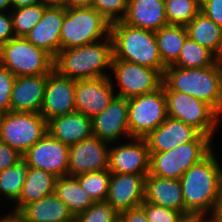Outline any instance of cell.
Listing matches in <instances>:
<instances>
[{"instance_id":"obj_43","label":"cell","mask_w":222,"mask_h":222,"mask_svg":"<svg viewBox=\"0 0 222 222\" xmlns=\"http://www.w3.org/2000/svg\"><path fill=\"white\" fill-rule=\"evenodd\" d=\"M209 217L210 222H222V186L216 201L215 208Z\"/></svg>"},{"instance_id":"obj_18","label":"cell","mask_w":222,"mask_h":222,"mask_svg":"<svg viewBox=\"0 0 222 222\" xmlns=\"http://www.w3.org/2000/svg\"><path fill=\"white\" fill-rule=\"evenodd\" d=\"M92 136L108 143L122 135L130 137L128 127V99L115 96L107 108L91 118Z\"/></svg>"},{"instance_id":"obj_41","label":"cell","mask_w":222,"mask_h":222,"mask_svg":"<svg viewBox=\"0 0 222 222\" xmlns=\"http://www.w3.org/2000/svg\"><path fill=\"white\" fill-rule=\"evenodd\" d=\"M14 36L12 15H6L4 11H0V47L7 43Z\"/></svg>"},{"instance_id":"obj_39","label":"cell","mask_w":222,"mask_h":222,"mask_svg":"<svg viewBox=\"0 0 222 222\" xmlns=\"http://www.w3.org/2000/svg\"><path fill=\"white\" fill-rule=\"evenodd\" d=\"M200 12L222 28V0H200Z\"/></svg>"},{"instance_id":"obj_1","label":"cell","mask_w":222,"mask_h":222,"mask_svg":"<svg viewBox=\"0 0 222 222\" xmlns=\"http://www.w3.org/2000/svg\"><path fill=\"white\" fill-rule=\"evenodd\" d=\"M164 91H178L209 104L222 115V60L203 68L167 66L163 74Z\"/></svg>"},{"instance_id":"obj_7","label":"cell","mask_w":222,"mask_h":222,"mask_svg":"<svg viewBox=\"0 0 222 222\" xmlns=\"http://www.w3.org/2000/svg\"><path fill=\"white\" fill-rule=\"evenodd\" d=\"M55 58L25 37H13L0 47V64L16 77L49 74Z\"/></svg>"},{"instance_id":"obj_44","label":"cell","mask_w":222,"mask_h":222,"mask_svg":"<svg viewBox=\"0 0 222 222\" xmlns=\"http://www.w3.org/2000/svg\"><path fill=\"white\" fill-rule=\"evenodd\" d=\"M206 215L202 213H186L182 214L177 222H208Z\"/></svg>"},{"instance_id":"obj_2","label":"cell","mask_w":222,"mask_h":222,"mask_svg":"<svg viewBox=\"0 0 222 222\" xmlns=\"http://www.w3.org/2000/svg\"><path fill=\"white\" fill-rule=\"evenodd\" d=\"M214 150L179 179L186 213H206L214 210L222 186V168ZM212 209V210H211Z\"/></svg>"},{"instance_id":"obj_5","label":"cell","mask_w":222,"mask_h":222,"mask_svg":"<svg viewBox=\"0 0 222 222\" xmlns=\"http://www.w3.org/2000/svg\"><path fill=\"white\" fill-rule=\"evenodd\" d=\"M210 136L199 134L193 141L165 152H150L149 174L161 178L180 179L193 165L212 151Z\"/></svg>"},{"instance_id":"obj_40","label":"cell","mask_w":222,"mask_h":222,"mask_svg":"<svg viewBox=\"0 0 222 222\" xmlns=\"http://www.w3.org/2000/svg\"><path fill=\"white\" fill-rule=\"evenodd\" d=\"M20 158L22 154L0 140V171L12 167Z\"/></svg>"},{"instance_id":"obj_23","label":"cell","mask_w":222,"mask_h":222,"mask_svg":"<svg viewBox=\"0 0 222 222\" xmlns=\"http://www.w3.org/2000/svg\"><path fill=\"white\" fill-rule=\"evenodd\" d=\"M122 21L133 27L155 32L168 25L164 0H128Z\"/></svg>"},{"instance_id":"obj_32","label":"cell","mask_w":222,"mask_h":222,"mask_svg":"<svg viewBox=\"0 0 222 222\" xmlns=\"http://www.w3.org/2000/svg\"><path fill=\"white\" fill-rule=\"evenodd\" d=\"M50 3L40 1L26 7L12 9V25L15 37H26L31 29L41 20Z\"/></svg>"},{"instance_id":"obj_10","label":"cell","mask_w":222,"mask_h":222,"mask_svg":"<svg viewBox=\"0 0 222 222\" xmlns=\"http://www.w3.org/2000/svg\"><path fill=\"white\" fill-rule=\"evenodd\" d=\"M169 117L181 120L201 134L214 135L220 115L206 102L178 91H164Z\"/></svg>"},{"instance_id":"obj_6","label":"cell","mask_w":222,"mask_h":222,"mask_svg":"<svg viewBox=\"0 0 222 222\" xmlns=\"http://www.w3.org/2000/svg\"><path fill=\"white\" fill-rule=\"evenodd\" d=\"M110 22L94 8H65L61 28V49L84 46L110 35Z\"/></svg>"},{"instance_id":"obj_22","label":"cell","mask_w":222,"mask_h":222,"mask_svg":"<svg viewBox=\"0 0 222 222\" xmlns=\"http://www.w3.org/2000/svg\"><path fill=\"white\" fill-rule=\"evenodd\" d=\"M48 133L70 146L92 136L91 118L75 111L47 122Z\"/></svg>"},{"instance_id":"obj_26","label":"cell","mask_w":222,"mask_h":222,"mask_svg":"<svg viewBox=\"0 0 222 222\" xmlns=\"http://www.w3.org/2000/svg\"><path fill=\"white\" fill-rule=\"evenodd\" d=\"M56 179L53 173L30 167L14 210L21 211L27 204L54 193Z\"/></svg>"},{"instance_id":"obj_38","label":"cell","mask_w":222,"mask_h":222,"mask_svg":"<svg viewBox=\"0 0 222 222\" xmlns=\"http://www.w3.org/2000/svg\"><path fill=\"white\" fill-rule=\"evenodd\" d=\"M16 76L0 64V115L10 111V99Z\"/></svg>"},{"instance_id":"obj_42","label":"cell","mask_w":222,"mask_h":222,"mask_svg":"<svg viewBox=\"0 0 222 222\" xmlns=\"http://www.w3.org/2000/svg\"><path fill=\"white\" fill-rule=\"evenodd\" d=\"M119 221L120 222H148L146 214L141 206L120 212Z\"/></svg>"},{"instance_id":"obj_14","label":"cell","mask_w":222,"mask_h":222,"mask_svg":"<svg viewBox=\"0 0 222 222\" xmlns=\"http://www.w3.org/2000/svg\"><path fill=\"white\" fill-rule=\"evenodd\" d=\"M113 86L110 76L75 80L76 111L89 118L102 113L116 96Z\"/></svg>"},{"instance_id":"obj_45","label":"cell","mask_w":222,"mask_h":222,"mask_svg":"<svg viewBox=\"0 0 222 222\" xmlns=\"http://www.w3.org/2000/svg\"><path fill=\"white\" fill-rule=\"evenodd\" d=\"M59 4L65 8L90 7L92 0H62Z\"/></svg>"},{"instance_id":"obj_27","label":"cell","mask_w":222,"mask_h":222,"mask_svg":"<svg viewBox=\"0 0 222 222\" xmlns=\"http://www.w3.org/2000/svg\"><path fill=\"white\" fill-rule=\"evenodd\" d=\"M188 36L222 60V28L199 12L187 25Z\"/></svg>"},{"instance_id":"obj_25","label":"cell","mask_w":222,"mask_h":222,"mask_svg":"<svg viewBox=\"0 0 222 222\" xmlns=\"http://www.w3.org/2000/svg\"><path fill=\"white\" fill-rule=\"evenodd\" d=\"M20 212L29 222H70L75 219L55 193L27 204Z\"/></svg>"},{"instance_id":"obj_21","label":"cell","mask_w":222,"mask_h":222,"mask_svg":"<svg viewBox=\"0 0 222 222\" xmlns=\"http://www.w3.org/2000/svg\"><path fill=\"white\" fill-rule=\"evenodd\" d=\"M199 134L193 126L168 116L145 140L149 152H165L193 141Z\"/></svg>"},{"instance_id":"obj_20","label":"cell","mask_w":222,"mask_h":222,"mask_svg":"<svg viewBox=\"0 0 222 222\" xmlns=\"http://www.w3.org/2000/svg\"><path fill=\"white\" fill-rule=\"evenodd\" d=\"M47 74L16 77L10 99V111L40 113Z\"/></svg>"},{"instance_id":"obj_13","label":"cell","mask_w":222,"mask_h":222,"mask_svg":"<svg viewBox=\"0 0 222 222\" xmlns=\"http://www.w3.org/2000/svg\"><path fill=\"white\" fill-rule=\"evenodd\" d=\"M108 142L91 136L69 146L68 175L77 176L108 169Z\"/></svg>"},{"instance_id":"obj_17","label":"cell","mask_w":222,"mask_h":222,"mask_svg":"<svg viewBox=\"0 0 222 222\" xmlns=\"http://www.w3.org/2000/svg\"><path fill=\"white\" fill-rule=\"evenodd\" d=\"M145 176L111 173L106 202L118 213L139 207L145 198Z\"/></svg>"},{"instance_id":"obj_37","label":"cell","mask_w":222,"mask_h":222,"mask_svg":"<svg viewBox=\"0 0 222 222\" xmlns=\"http://www.w3.org/2000/svg\"><path fill=\"white\" fill-rule=\"evenodd\" d=\"M140 206L143 208L148 222H177L182 215L180 211L146 202L145 200Z\"/></svg>"},{"instance_id":"obj_34","label":"cell","mask_w":222,"mask_h":222,"mask_svg":"<svg viewBox=\"0 0 222 222\" xmlns=\"http://www.w3.org/2000/svg\"><path fill=\"white\" fill-rule=\"evenodd\" d=\"M75 177L93 202L106 200L111 177V172L108 169L103 171L84 173Z\"/></svg>"},{"instance_id":"obj_24","label":"cell","mask_w":222,"mask_h":222,"mask_svg":"<svg viewBox=\"0 0 222 222\" xmlns=\"http://www.w3.org/2000/svg\"><path fill=\"white\" fill-rule=\"evenodd\" d=\"M144 200L185 214L182 187L178 179L161 178L148 174L145 178Z\"/></svg>"},{"instance_id":"obj_49","label":"cell","mask_w":222,"mask_h":222,"mask_svg":"<svg viewBox=\"0 0 222 222\" xmlns=\"http://www.w3.org/2000/svg\"><path fill=\"white\" fill-rule=\"evenodd\" d=\"M48 3L59 4L62 0H43Z\"/></svg>"},{"instance_id":"obj_11","label":"cell","mask_w":222,"mask_h":222,"mask_svg":"<svg viewBox=\"0 0 222 222\" xmlns=\"http://www.w3.org/2000/svg\"><path fill=\"white\" fill-rule=\"evenodd\" d=\"M110 69L120 86L116 96L126 99L153 92L163 84V75L158 70L136 63L112 60Z\"/></svg>"},{"instance_id":"obj_28","label":"cell","mask_w":222,"mask_h":222,"mask_svg":"<svg viewBox=\"0 0 222 222\" xmlns=\"http://www.w3.org/2000/svg\"><path fill=\"white\" fill-rule=\"evenodd\" d=\"M54 193L67 206L75 218L94 203L75 176L57 177Z\"/></svg>"},{"instance_id":"obj_31","label":"cell","mask_w":222,"mask_h":222,"mask_svg":"<svg viewBox=\"0 0 222 222\" xmlns=\"http://www.w3.org/2000/svg\"><path fill=\"white\" fill-rule=\"evenodd\" d=\"M30 166L22 157L12 167L0 171V194L13 202L19 200Z\"/></svg>"},{"instance_id":"obj_4","label":"cell","mask_w":222,"mask_h":222,"mask_svg":"<svg viewBox=\"0 0 222 222\" xmlns=\"http://www.w3.org/2000/svg\"><path fill=\"white\" fill-rule=\"evenodd\" d=\"M113 59L136 63L158 70L162 75L166 66L159 55L154 31L133 27L121 21L110 24Z\"/></svg>"},{"instance_id":"obj_12","label":"cell","mask_w":222,"mask_h":222,"mask_svg":"<svg viewBox=\"0 0 222 222\" xmlns=\"http://www.w3.org/2000/svg\"><path fill=\"white\" fill-rule=\"evenodd\" d=\"M22 157L30 167L48 171L57 177L68 175L69 146L48 132Z\"/></svg>"},{"instance_id":"obj_16","label":"cell","mask_w":222,"mask_h":222,"mask_svg":"<svg viewBox=\"0 0 222 222\" xmlns=\"http://www.w3.org/2000/svg\"><path fill=\"white\" fill-rule=\"evenodd\" d=\"M131 143L109 149L111 173L147 176L150 171V152L145 138H132Z\"/></svg>"},{"instance_id":"obj_8","label":"cell","mask_w":222,"mask_h":222,"mask_svg":"<svg viewBox=\"0 0 222 222\" xmlns=\"http://www.w3.org/2000/svg\"><path fill=\"white\" fill-rule=\"evenodd\" d=\"M168 117L164 86L128 99L130 138H145Z\"/></svg>"},{"instance_id":"obj_9","label":"cell","mask_w":222,"mask_h":222,"mask_svg":"<svg viewBox=\"0 0 222 222\" xmlns=\"http://www.w3.org/2000/svg\"><path fill=\"white\" fill-rule=\"evenodd\" d=\"M47 132V121L40 113L9 111L0 115V140L22 155Z\"/></svg>"},{"instance_id":"obj_50","label":"cell","mask_w":222,"mask_h":222,"mask_svg":"<svg viewBox=\"0 0 222 222\" xmlns=\"http://www.w3.org/2000/svg\"><path fill=\"white\" fill-rule=\"evenodd\" d=\"M70 222H78V221H77V219L75 218V219H73V220H72V221H70Z\"/></svg>"},{"instance_id":"obj_30","label":"cell","mask_w":222,"mask_h":222,"mask_svg":"<svg viewBox=\"0 0 222 222\" xmlns=\"http://www.w3.org/2000/svg\"><path fill=\"white\" fill-rule=\"evenodd\" d=\"M219 58L208 48L189 36L185 39L178 59L172 64L178 68H203L214 65Z\"/></svg>"},{"instance_id":"obj_15","label":"cell","mask_w":222,"mask_h":222,"mask_svg":"<svg viewBox=\"0 0 222 222\" xmlns=\"http://www.w3.org/2000/svg\"><path fill=\"white\" fill-rule=\"evenodd\" d=\"M75 80L60 75L55 69L47 74L40 114L49 120L75 112Z\"/></svg>"},{"instance_id":"obj_35","label":"cell","mask_w":222,"mask_h":222,"mask_svg":"<svg viewBox=\"0 0 222 222\" xmlns=\"http://www.w3.org/2000/svg\"><path fill=\"white\" fill-rule=\"evenodd\" d=\"M78 222H118L119 213L106 201L94 202L76 217Z\"/></svg>"},{"instance_id":"obj_3","label":"cell","mask_w":222,"mask_h":222,"mask_svg":"<svg viewBox=\"0 0 222 222\" xmlns=\"http://www.w3.org/2000/svg\"><path fill=\"white\" fill-rule=\"evenodd\" d=\"M84 46L61 49L54 60V69L62 76L78 80L108 77L103 70L111 68L113 42L111 36Z\"/></svg>"},{"instance_id":"obj_47","label":"cell","mask_w":222,"mask_h":222,"mask_svg":"<svg viewBox=\"0 0 222 222\" xmlns=\"http://www.w3.org/2000/svg\"><path fill=\"white\" fill-rule=\"evenodd\" d=\"M42 0H12V8H20V7H26L29 5L36 4Z\"/></svg>"},{"instance_id":"obj_36","label":"cell","mask_w":222,"mask_h":222,"mask_svg":"<svg viewBox=\"0 0 222 222\" xmlns=\"http://www.w3.org/2000/svg\"><path fill=\"white\" fill-rule=\"evenodd\" d=\"M127 5L128 0H92L91 7L113 23L125 17Z\"/></svg>"},{"instance_id":"obj_48","label":"cell","mask_w":222,"mask_h":222,"mask_svg":"<svg viewBox=\"0 0 222 222\" xmlns=\"http://www.w3.org/2000/svg\"><path fill=\"white\" fill-rule=\"evenodd\" d=\"M7 7L12 8V0H0V11H6Z\"/></svg>"},{"instance_id":"obj_29","label":"cell","mask_w":222,"mask_h":222,"mask_svg":"<svg viewBox=\"0 0 222 222\" xmlns=\"http://www.w3.org/2000/svg\"><path fill=\"white\" fill-rule=\"evenodd\" d=\"M155 34L162 63L166 67L172 65L188 37L186 26L168 24L155 31Z\"/></svg>"},{"instance_id":"obj_46","label":"cell","mask_w":222,"mask_h":222,"mask_svg":"<svg viewBox=\"0 0 222 222\" xmlns=\"http://www.w3.org/2000/svg\"><path fill=\"white\" fill-rule=\"evenodd\" d=\"M0 222H29L27 218L20 212L14 210L13 213H8L3 218H0Z\"/></svg>"},{"instance_id":"obj_19","label":"cell","mask_w":222,"mask_h":222,"mask_svg":"<svg viewBox=\"0 0 222 222\" xmlns=\"http://www.w3.org/2000/svg\"><path fill=\"white\" fill-rule=\"evenodd\" d=\"M65 7L50 3L41 20L25 37L31 44L44 49L54 58L61 50L60 34L64 21Z\"/></svg>"},{"instance_id":"obj_33","label":"cell","mask_w":222,"mask_h":222,"mask_svg":"<svg viewBox=\"0 0 222 222\" xmlns=\"http://www.w3.org/2000/svg\"><path fill=\"white\" fill-rule=\"evenodd\" d=\"M169 25L186 26L199 12L200 0H164Z\"/></svg>"}]
</instances>
